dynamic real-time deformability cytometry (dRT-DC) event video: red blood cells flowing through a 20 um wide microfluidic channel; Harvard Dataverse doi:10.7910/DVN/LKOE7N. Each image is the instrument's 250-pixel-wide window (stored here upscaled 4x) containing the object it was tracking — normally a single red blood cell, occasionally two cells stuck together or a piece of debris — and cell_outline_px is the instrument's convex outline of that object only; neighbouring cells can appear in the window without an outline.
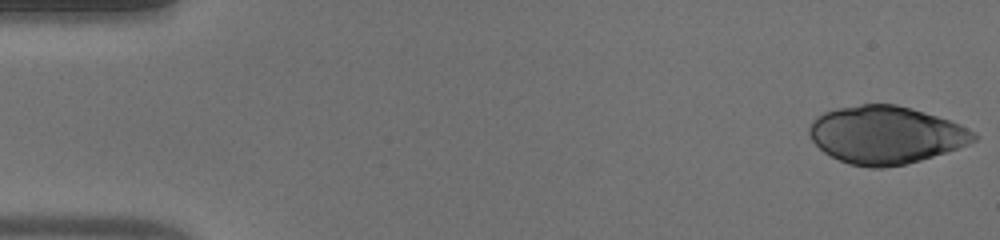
{"species": "human", "species_latin": "Homo sapiens", "temperature_condition": "warm", "stored_images_in_passage": 49, "camera_frame_rate_fps": 3000, "um_per_image_px": 0.085, "donor": {"sex": "male"}, "frame": {"image": 1, "passage_image": 1, "time_ms": 0.0, "image_size_px": [1000, 240], "cell_outline_px": [[976, 140], [968, 144], [920, 160], [904, 164], [884, 168], [868, 168], [848, 164], [824, 152], [812, 140], [808, 132], [808, 128], [812, 120], [816, 116], [824, 112], [836, 108], [860, 104], [896, 104], [912, 108], [960, 124], [976, 132]], "centroid_in_image_um": [75.25, 11.46], "position_along_channel_um": 9.7, "area_um2": 55.2}}
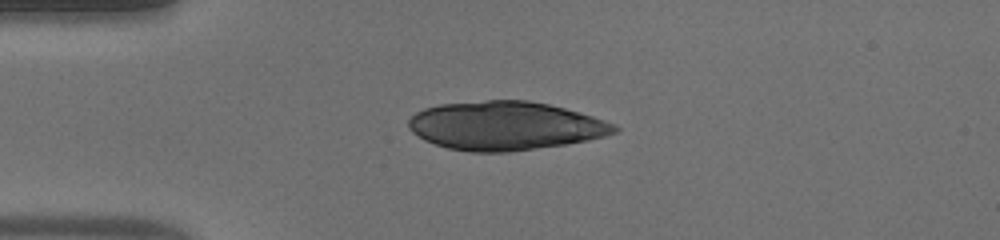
{"frame": {"image": 2, "passage_image": 12, "time_ms": 3.667, "image_size_px": [1000, 240], "cell_outline_px": [[620, 128], [616, 132], [604, 136], [588, 140], [564, 144], [508, 152], [472, 152], [448, 148], [424, 140], [412, 132], [408, 128], [408, 120], [416, 112], [424, 108], [440, 104], [488, 100], [528, 100], [548, 104], [580, 112], [616, 124]], "centroid_in_image_um": [42.94, 10.69], "position_along_channel_um": 42.1, "area_um2": 58.26}}